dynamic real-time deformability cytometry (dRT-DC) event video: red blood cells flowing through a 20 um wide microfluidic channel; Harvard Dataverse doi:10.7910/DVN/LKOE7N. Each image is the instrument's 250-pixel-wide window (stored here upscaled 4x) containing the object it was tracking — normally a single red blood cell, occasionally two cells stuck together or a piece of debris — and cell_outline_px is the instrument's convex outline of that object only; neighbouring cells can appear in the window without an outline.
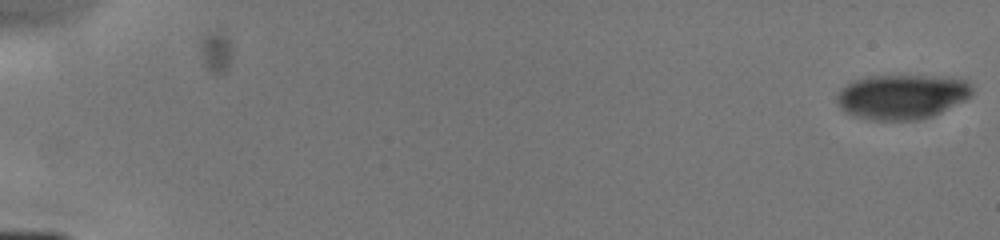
{"species": "human", "species_latin": "Homo sapiens", "temperature_condition": "cold", "stored_images_in_passage": 11, "camera_frame_rate_fps": 3000, "um_per_image_px": 0.085, "donor": {"sex": "male"}, "frame": {"image": 1, "passage_image": 1, "time_ms": 0.0, "image_size_px": [1000, 240], "cell_outline_px": [[972, 96], [932, 116], [920, 120], [868, 120], [852, 116], [844, 112], [840, 108], [836, 100], [836, 96], [840, 88], [856, 80], [872, 76], [928, 76], [968, 80], [972, 84]], "centroid_in_image_um": [76.63, 8.24], "position_along_channel_um": 8.4, "area_um2": 35.32}}
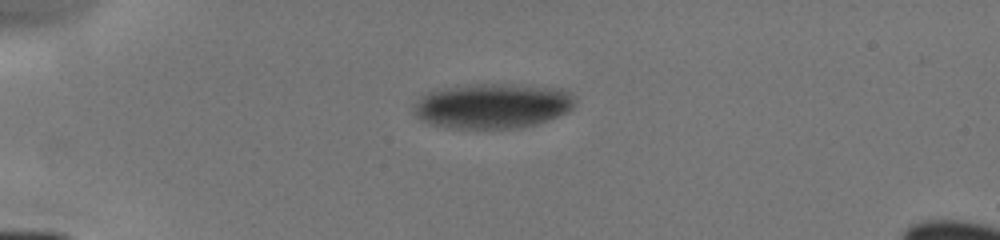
{"frame": {"image": 2, "passage_image": 6, "time_ms": 4.333, "image_size_px": [1000, 240], "cell_outline_px": [[572, 108], [568, 112], [536, 124], [516, 128], [448, 128], [428, 124], [420, 120], [416, 116], [412, 108], [428, 92], [472, 84], [500, 84], [560, 88], [568, 92], [572, 96]], "centroid_in_image_um": [41.84, 9.02], "position_along_channel_um": 43.2, "area_um2": 41.73}}
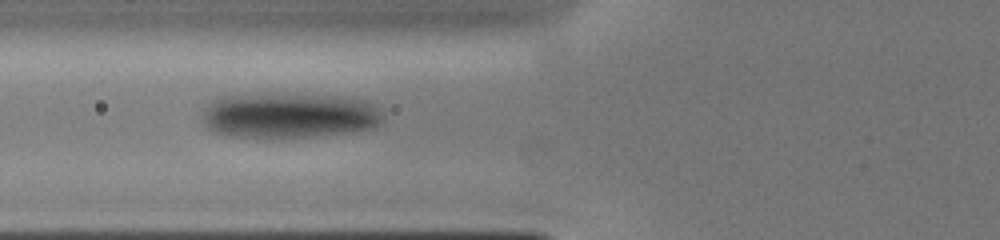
{"frame": {"image": 3, "passage_image": 8, "time_ms": 6.667, "image_size_px": [1000, 240], "cell_outline_px": [[380, 120], [372, 128], [352, 132], [308, 136], [236, 136], [216, 132], [208, 128], [204, 124], [204, 112], [208, 104], [212, 100], [220, 96], [336, 96], [364, 100], [372, 104], [380, 116]], "centroid_in_image_um": [24.55, 9.83], "position_along_channel_um": 101.2, "area_um2": 45.55}}